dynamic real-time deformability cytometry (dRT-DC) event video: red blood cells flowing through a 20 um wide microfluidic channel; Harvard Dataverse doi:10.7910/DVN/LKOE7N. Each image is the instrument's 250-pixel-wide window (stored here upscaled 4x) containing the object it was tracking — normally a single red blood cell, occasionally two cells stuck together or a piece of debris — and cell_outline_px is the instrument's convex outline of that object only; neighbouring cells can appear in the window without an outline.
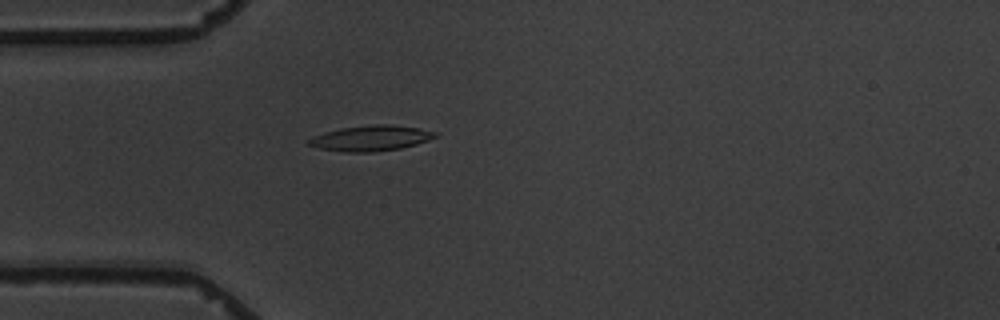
{"species": "common noctule bat (a hibernating species)", "species_latin": "Nyctalus noctula", "temperature_condition": "warm", "stored_images_in_passage": 4, "camera_frame_rate_fps": 3000, "um_per_image_px": 0.085, "animal": {"sex": "male", "body_mass_g": 19.5, "forearm_length_mm": 54.6}, "frame": {"image": 1, "passage_image": 4, "time_ms": 4.0, "image_size_px": [1000, 320], "cell_outline_px": [[436, 136], [428, 140], [416, 144], [400, 148], [372, 152], [344, 152], [320, 148], [308, 144], [308, 140], [312, 136], [324, 132], [340, 128], [376, 124], [388, 124], [420, 128], [436, 132]], "centroid_in_image_um": [31.5, 11.74], "position_along_channel_um": 53.5, "area_um2": 18.61}}